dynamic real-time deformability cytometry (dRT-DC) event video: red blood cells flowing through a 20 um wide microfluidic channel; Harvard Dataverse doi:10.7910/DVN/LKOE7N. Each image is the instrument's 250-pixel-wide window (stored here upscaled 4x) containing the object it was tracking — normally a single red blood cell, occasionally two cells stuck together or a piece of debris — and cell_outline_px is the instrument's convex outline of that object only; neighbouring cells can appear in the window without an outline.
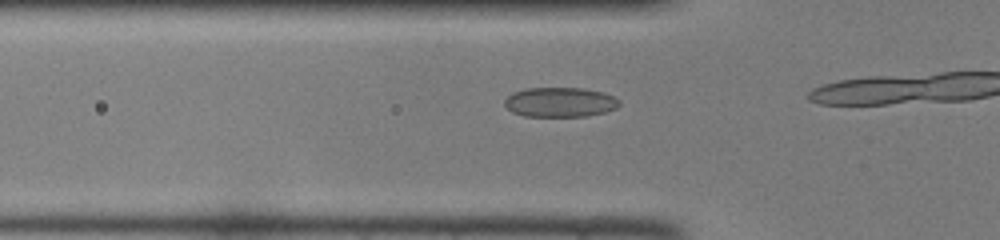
{"species": "common noctule bat (a hibernating species)", "species_latin": "Nyctalus noctula", "temperature_condition": "room temperature", "stored_images_in_passage": 14, "camera_frame_rate_fps": 3000, "um_per_image_px": 0.085, "animal": {"sex": "female", "body_mass_g": 22.0, "forearm_length_mm": 56.7}, "frame": {"image": 1, "passage_image": 12, "time_ms": 3.667, "image_size_px": [1000, 240], "cell_outline_px": [[620, 104], [616, 108], [604, 112], [588, 116], [524, 116], [512, 112], [504, 104], [504, 100], [512, 92], [524, 88], [584, 88], [604, 92], [620, 100]], "centroid_in_image_um": [47.59, 8.68], "position_along_channel_um": 78.2, "area_um2": 19.94}}